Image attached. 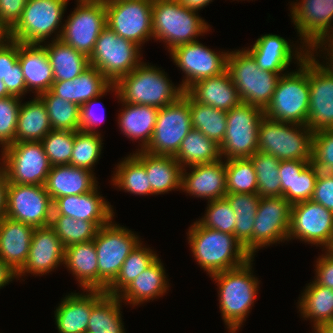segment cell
I'll return each instance as SVG.
<instances>
[{
	"label": "cell",
	"mask_w": 333,
	"mask_h": 333,
	"mask_svg": "<svg viewBox=\"0 0 333 333\" xmlns=\"http://www.w3.org/2000/svg\"><path fill=\"white\" fill-rule=\"evenodd\" d=\"M253 261L251 257L239 267L210 276L219 288V308L229 333L240 330L256 301L260 280L253 275Z\"/></svg>",
	"instance_id": "cell-1"
},
{
	"label": "cell",
	"mask_w": 333,
	"mask_h": 333,
	"mask_svg": "<svg viewBox=\"0 0 333 333\" xmlns=\"http://www.w3.org/2000/svg\"><path fill=\"white\" fill-rule=\"evenodd\" d=\"M2 81L7 91L13 96L23 98L22 96L28 93L19 61L14 64Z\"/></svg>",
	"instance_id": "cell-60"
},
{
	"label": "cell",
	"mask_w": 333,
	"mask_h": 333,
	"mask_svg": "<svg viewBox=\"0 0 333 333\" xmlns=\"http://www.w3.org/2000/svg\"><path fill=\"white\" fill-rule=\"evenodd\" d=\"M331 256H333V241L330 245V247L326 250Z\"/></svg>",
	"instance_id": "cell-68"
},
{
	"label": "cell",
	"mask_w": 333,
	"mask_h": 333,
	"mask_svg": "<svg viewBox=\"0 0 333 333\" xmlns=\"http://www.w3.org/2000/svg\"><path fill=\"white\" fill-rule=\"evenodd\" d=\"M132 155L145 167L151 190L155 195L181 190L182 166L174 156L153 155L140 150Z\"/></svg>",
	"instance_id": "cell-33"
},
{
	"label": "cell",
	"mask_w": 333,
	"mask_h": 333,
	"mask_svg": "<svg viewBox=\"0 0 333 333\" xmlns=\"http://www.w3.org/2000/svg\"><path fill=\"white\" fill-rule=\"evenodd\" d=\"M121 102L123 109L118 114V124L121 132L130 140H139L140 150L150 143L159 108L149 105H139Z\"/></svg>",
	"instance_id": "cell-35"
},
{
	"label": "cell",
	"mask_w": 333,
	"mask_h": 333,
	"mask_svg": "<svg viewBox=\"0 0 333 333\" xmlns=\"http://www.w3.org/2000/svg\"><path fill=\"white\" fill-rule=\"evenodd\" d=\"M319 172L311 161H281L279 164L281 196L291 205L311 200Z\"/></svg>",
	"instance_id": "cell-27"
},
{
	"label": "cell",
	"mask_w": 333,
	"mask_h": 333,
	"mask_svg": "<svg viewBox=\"0 0 333 333\" xmlns=\"http://www.w3.org/2000/svg\"><path fill=\"white\" fill-rule=\"evenodd\" d=\"M75 131L52 130L41 141L52 166L70 164Z\"/></svg>",
	"instance_id": "cell-51"
},
{
	"label": "cell",
	"mask_w": 333,
	"mask_h": 333,
	"mask_svg": "<svg viewBox=\"0 0 333 333\" xmlns=\"http://www.w3.org/2000/svg\"><path fill=\"white\" fill-rule=\"evenodd\" d=\"M140 242L125 259L115 280L107 287L106 293L117 296L141 272L150 266L159 256Z\"/></svg>",
	"instance_id": "cell-46"
},
{
	"label": "cell",
	"mask_w": 333,
	"mask_h": 333,
	"mask_svg": "<svg viewBox=\"0 0 333 333\" xmlns=\"http://www.w3.org/2000/svg\"><path fill=\"white\" fill-rule=\"evenodd\" d=\"M177 1L186 8L196 12L202 8H205L207 5H209L210 2H213V0H177Z\"/></svg>",
	"instance_id": "cell-64"
},
{
	"label": "cell",
	"mask_w": 333,
	"mask_h": 333,
	"mask_svg": "<svg viewBox=\"0 0 333 333\" xmlns=\"http://www.w3.org/2000/svg\"><path fill=\"white\" fill-rule=\"evenodd\" d=\"M110 91L111 92L115 91V93H118L115 84H112L102 95L92 98L91 100L87 101L80 107V130L85 132L98 133L96 127L104 121L105 110L103 108L104 106H102V108L100 107L102 109L100 113L96 114L95 113L96 110L94 109V107L95 105L98 106L99 104L100 106L103 105L101 102L97 101H99V98H101V96L102 97L105 96V94H107V92Z\"/></svg>",
	"instance_id": "cell-55"
},
{
	"label": "cell",
	"mask_w": 333,
	"mask_h": 333,
	"mask_svg": "<svg viewBox=\"0 0 333 333\" xmlns=\"http://www.w3.org/2000/svg\"><path fill=\"white\" fill-rule=\"evenodd\" d=\"M139 49L142 48L106 26L95 42L89 62L115 84L122 76L129 74L143 62Z\"/></svg>",
	"instance_id": "cell-10"
},
{
	"label": "cell",
	"mask_w": 333,
	"mask_h": 333,
	"mask_svg": "<svg viewBox=\"0 0 333 333\" xmlns=\"http://www.w3.org/2000/svg\"><path fill=\"white\" fill-rule=\"evenodd\" d=\"M206 209V214L197 220L202 226L234 235L237 219L225 198L208 201Z\"/></svg>",
	"instance_id": "cell-52"
},
{
	"label": "cell",
	"mask_w": 333,
	"mask_h": 333,
	"mask_svg": "<svg viewBox=\"0 0 333 333\" xmlns=\"http://www.w3.org/2000/svg\"><path fill=\"white\" fill-rule=\"evenodd\" d=\"M8 180L4 168L0 165V221L6 216Z\"/></svg>",
	"instance_id": "cell-62"
},
{
	"label": "cell",
	"mask_w": 333,
	"mask_h": 333,
	"mask_svg": "<svg viewBox=\"0 0 333 333\" xmlns=\"http://www.w3.org/2000/svg\"><path fill=\"white\" fill-rule=\"evenodd\" d=\"M187 239L194 259L209 276L244 264L252 256L234 235L202 226L190 225Z\"/></svg>",
	"instance_id": "cell-2"
},
{
	"label": "cell",
	"mask_w": 333,
	"mask_h": 333,
	"mask_svg": "<svg viewBox=\"0 0 333 333\" xmlns=\"http://www.w3.org/2000/svg\"><path fill=\"white\" fill-rule=\"evenodd\" d=\"M328 47V48H327ZM319 49V50H318ZM322 49V50H320ZM319 52H323V54L325 55L327 53L326 56V62L323 61L321 63H323V65L329 69L332 73H333V35L328 36L327 38L323 39L321 42H319L312 50L311 52L313 54H315V56H319L317 53ZM326 63V64H324Z\"/></svg>",
	"instance_id": "cell-61"
},
{
	"label": "cell",
	"mask_w": 333,
	"mask_h": 333,
	"mask_svg": "<svg viewBox=\"0 0 333 333\" xmlns=\"http://www.w3.org/2000/svg\"><path fill=\"white\" fill-rule=\"evenodd\" d=\"M69 293L54 311L59 333H85L92 306L106 293L102 290H83ZM86 292V293H85Z\"/></svg>",
	"instance_id": "cell-26"
},
{
	"label": "cell",
	"mask_w": 333,
	"mask_h": 333,
	"mask_svg": "<svg viewBox=\"0 0 333 333\" xmlns=\"http://www.w3.org/2000/svg\"><path fill=\"white\" fill-rule=\"evenodd\" d=\"M22 99L10 95L0 98V147L1 150L11 145L15 141L19 108Z\"/></svg>",
	"instance_id": "cell-53"
},
{
	"label": "cell",
	"mask_w": 333,
	"mask_h": 333,
	"mask_svg": "<svg viewBox=\"0 0 333 333\" xmlns=\"http://www.w3.org/2000/svg\"><path fill=\"white\" fill-rule=\"evenodd\" d=\"M16 278L14 273L1 259H0V289L12 282Z\"/></svg>",
	"instance_id": "cell-63"
},
{
	"label": "cell",
	"mask_w": 333,
	"mask_h": 333,
	"mask_svg": "<svg viewBox=\"0 0 333 333\" xmlns=\"http://www.w3.org/2000/svg\"><path fill=\"white\" fill-rule=\"evenodd\" d=\"M19 42L9 38L0 44V79L6 78L9 70L18 61Z\"/></svg>",
	"instance_id": "cell-58"
},
{
	"label": "cell",
	"mask_w": 333,
	"mask_h": 333,
	"mask_svg": "<svg viewBox=\"0 0 333 333\" xmlns=\"http://www.w3.org/2000/svg\"><path fill=\"white\" fill-rule=\"evenodd\" d=\"M52 130L46 106L39 96L21 103L14 142H41Z\"/></svg>",
	"instance_id": "cell-37"
},
{
	"label": "cell",
	"mask_w": 333,
	"mask_h": 333,
	"mask_svg": "<svg viewBox=\"0 0 333 333\" xmlns=\"http://www.w3.org/2000/svg\"><path fill=\"white\" fill-rule=\"evenodd\" d=\"M297 67V71L281 75L272 100L264 110L266 117L280 122L306 125L310 99L308 55Z\"/></svg>",
	"instance_id": "cell-6"
},
{
	"label": "cell",
	"mask_w": 333,
	"mask_h": 333,
	"mask_svg": "<svg viewBox=\"0 0 333 333\" xmlns=\"http://www.w3.org/2000/svg\"><path fill=\"white\" fill-rule=\"evenodd\" d=\"M27 0H0V27L8 33L20 20Z\"/></svg>",
	"instance_id": "cell-56"
},
{
	"label": "cell",
	"mask_w": 333,
	"mask_h": 333,
	"mask_svg": "<svg viewBox=\"0 0 333 333\" xmlns=\"http://www.w3.org/2000/svg\"><path fill=\"white\" fill-rule=\"evenodd\" d=\"M165 267L158 257L150 266L130 282L117 297L130 305H141L155 298L164 296L169 290Z\"/></svg>",
	"instance_id": "cell-31"
},
{
	"label": "cell",
	"mask_w": 333,
	"mask_h": 333,
	"mask_svg": "<svg viewBox=\"0 0 333 333\" xmlns=\"http://www.w3.org/2000/svg\"><path fill=\"white\" fill-rule=\"evenodd\" d=\"M8 183L45 185L52 165L41 142H14L1 151Z\"/></svg>",
	"instance_id": "cell-12"
},
{
	"label": "cell",
	"mask_w": 333,
	"mask_h": 333,
	"mask_svg": "<svg viewBox=\"0 0 333 333\" xmlns=\"http://www.w3.org/2000/svg\"><path fill=\"white\" fill-rule=\"evenodd\" d=\"M64 254L65 247L50 226L35 228L27 260L16 273V279L26 273L47 275L64 263Z\"/></svg>",
	"instance_id": "cell-23"
},
{
	"label": "cell",
	"mask_w": 333,
	"mask_h": 333,
	"mask_svg": "<svg viewBox=\"0 0 333 333\" xmlns=\"http://www.w3.org/2000/svg\"><path fill=\"white\" fill-rule=\"evenodd\" d=\"M227 193L258 194L257 175L249 158L225 160Z\"/></svg>",
	"instance_id": "cell-49"
},
{
	"label": "cell",
	"mask_w": 333,
	"mask_h": 333,
	"mask_svg": "<svg viewBox=\"0 0 333 333\" xmlns=\"http://www.w3.org/2000/svg\"><path fill=\"white\" fill-rule=\"evenodd\" d=\"M291 208L283 196L260 197L252 235V257L258 249L288 241Z\"/></svg>",
	"instance_id": "cell-19"
},
{
	"label": "cell",
	"mask_w": 333,
	"mask_h": 333,
	"mask_svg": "<svg viewBox=\"0 0 333 333\" xmlns=\"http://www.w3.org/2000/svg\"><path fill=\"white\" fill-rule=\"evenodd\" d=\"M42 44L48 53V59L53 69L54 82L69 81L79 76L90 66L89 57L76 51L72 46L60 39L50 40Z\"/></svg>",
	"instance_id": "cell-38"
},
{
	"label": "cell",
	"mask_w": 333,
	"mask_h": 333,
	"mask_svg": "<svg viewBox=\"0 0 333 333\" xmlns=\"http://www.w3.org/2000/svg\"><path fill=\"white\" fill-rule=\"evenodd\" d=\"M53 202L44 185L8 183L6 217L33 226H50Z\"/></svg>",
	"instance_id": "cell-16"
},
{
	"label": "cell",
	"mask_w": 333,
	"mask_h": 333,
	"mask_svg": "<svg viewBox=\"0 0 333 333\" xmlns=\"http://www.w3.org/2000/svg\"><path fill=\"white\" fill-rule=\"evenodd\" d=\"M43 100L54 130H80V106L55 95L51 90L39 95Z\"/></svg>",
	"instance_id": "cell-47"
},
{
	"label": "cell",
	"mask_w": 333,
	"mask_h": 333,
	"mask_svg": "<svg viewBox=\"0 0 333 333\" xmlns=\"http://www.w3.org/2000/svg\"><path fill=\"white\" fill-rule=\"evenodd\" d=\"M290 6L300 43L309 50L333 35V0H301Z\"/></svg>",
	"instance_id": "cell-21"
},
{
	"label": "cell",
	"mask_w": 333,
	"mask_h": 333,
	"mask_svg": "<svg viewBox=\"0 0 333 333\" xmlns=\"http://www.w3.org/2000/svg\"><path fill=\"white\" fill-rule=\"evenodd\" d=\"M297 304L301 316L313 322L314 330L321 324L333 320V290L329 287L316 284L314 281L308 283Z\"/></svg>",
	"instance_id": "cell-39"
},
{
	"label": "cell",
	"mask_w": 333,
	"mask_h": 333,
	"mask_svg": "<svg viewBox=\"0 0 333 333\" xmlns=\"http://www.w3.org/2000/svg\"><path fill=\"white\" fill-rule=\"evenodd\" d=\"M224 198L229 202L237 219L234 236L252 256V235L260 196L250 193H227Z\"/></svg>",
	"instance_id": "cell-40"
},
{
	"label": "cell",
	"mask_w": 333,
	"mask_h": 333,
	"mask_svg": "<svg viewBox=\"0 0 333 333\" xmlns=\"http://www.w3.org/2000/svg\"><path fill=\"white\" fill-rule=\"evenodd\" d=\"M311 200L333 212V173L319 172Z\"/></svg>",
	"instance_id": "cell-57"
},
{
	"label": "cell",
	"mask_w": 333,
	"mask_h": 333,
	"mask_svg": "<svg viewBox=\"0 0 333 333\" xmlns=\"http://www.w3.org/2000/svg\"><path fill=\"white\" fill-rule=\"evenodd\" d=\"M227 70L241 102L263 110L270 104L278 80L283 74L258 67L253 56L245 48L228 51Z\"/></svg>",
	"instance_id": "cell-5"
},
{
	"label": "cell",
	"mask_w": 333,
	"mask_h": 333,
	"mask_svg": "<svg viewBox=\"0 0 333 333\" xmlns=\"http://www.w3.org/2000/svg\"><path fill=\"white\" fill-rule=\"evenodd\" d=\"M209 26L198 12L186 8L177 0L152 2L153 39L166 43L168 52L178 46L198 41L197 37L210 31Z\"/></svg>",
	"instance_id": "cell-4"
},
{
	"label": "cell",
	"mask_w": 333,
	"mask_h": 333,
	"mask_svg": "<svg viewBox=\"0 0 333 333\" xmlns=\"http://www.w3.org/2000/svg\"><path fill=\"white\" fill-rule=\"evenodd\" d=\"M182 168L196 164L212 163L221 159L220 145L207 138L201 131L192 129L181 141L174 156Z\"/></svg>",
	"instance_id": "cell-41"
},
{
	"label": "cell",
	"mask_w": 333,
	"mask_h": 333,
	"mask_svg": "<svg viewBox=\"0 0 333 333\" xmlns=\"http://www.w3.org/2000/svg\"><path fill=\"white\" fill-rule=\"evenodd\" d=\"M7 39V33L0 27V44Z\"/></svg>",
	"instance_id": "cell-67"
},
{
	"label": "cell",
	"mask_w": 333,
	"mask_h": 333,
	"mask_svg": "<svg viewBox=\"0 0 333 333\" xmlns=\"http://www.w3.org/2000/svg\"><path fill=\"white\" fill-rule=\"evenodd\" d=\"M185 92L198 103L226 112L241 103L227 69L217 76L208 77L192 84Z\"/></svg>",
	"instance_id": "cell-30"
},
{
	"label": "cell",
	"mask_w": 333,
	"mask_h": 333,
	"mask_svg": "<svg viewBox=\"0 0 333 333\" xmlns=\"http://www.w3.org/2000/svg\"><path fill=\"white\" fill-rule=\"evenodd\" d=\"M189 95L159 109L152 139L145 152L153 155L175 156L181 141L192 130Z\"/></svg>",
	"instance_id": "cell-13"
},
{
	"label": "cell",
	"mask_w": 333,
	"mask_h": 333,
	"mask_svg": "<svg viewBox=\"0 0 333 333\" xmlns=\"http://www.w3.org/2000/svg\"><path fill=\"white\" fill-rule=\"evenodd\" d=\"M68 2V0H27L20 20L7 33V38L20 43L43 44L54 33L56 36L54 35L52 40H58L62 33V18Z\"/></svg>",
	"instance_id": "cell-7"
},
{
	"label": "cell",
	"mask_w": 333,
	"mask_h": 333,
	"mask_svg": "<svg viewBox=\"0 0 333 333\" xmlns=\"http://www.w3.org/2000/svg\"><path fill=\"white\" fill-rule=\"evenodd\" d=\"M102 141L100 132L75 131L70 165L93 172V167H95L101 157V151L103 150Z\"/></svg>",
	"instance_id": "cell-50"
},
{
	"label": "cell",
	"mask_w": 333,
	"mask_h": 333,
	"mask_svg": "<svg viewBox=\"0 0 333 333\" xmlns=\"http://www.w3.org/2000/svg\"><path fill=\"white\" fill-rule=\"evenodd\" d=\"M284 37L276 34H265L259 37L252 47L246 50L253 56L258 67L274 73H287V69L296 59L298 65L311 52L305 45L294 47ZM302 47V48H301ZM295 50H294V49Z\"/></svg>",
	"instance_id": "cell-22"
},
{
	"label": "cell",
	"mask_w": 333,
	"mask_h": 333,
	"mask_svg": "<svg viewBox=\"0 0 333 333\" xmlns=\"http://www.w3.org/2000/svg\"><path fill=\"white\" fill-rule=\"evenodd\" d=\"M311 163L321 172L333 173V129L313 132Z\"/></svg>",
	"instance_id": "cell-54"
},
{
	"label": "cell",
	"mask_w": 333,
	"mask_h": 333,
	"mask_svg": "<svg viewBox=\"0 0 333 333\" xmlns=\"http://www.w3.org/2000/svg\"><path fill=\"white\" fill-rule=\"evenodd\" d=\"M63 23L60 40L90 56L101 31L107 26L105 2H77Z\"/></svg>",
	"instance_id": "cell-15"
},
{
	"label": "cell",
	"mask_w": 333,
	"mask_h": 333,
	"mask_svg": "<svg viewBox=\"0 0 333 333\" xmlns=\"http://www.w3.org/2000/svg\"><path fill=\"white\" fill-rule=\"evenodd\" d=\"M153 0H106L107 26L119 36L140 48L152 32Z\"/></svg>",
	"instance_id": "cell-14"
},
{
	"label": "cell",
	"mask_w": 333,
	"mask_h": 333,
	"mask_svg": "<svg viewBox=\"0 0 333 333\" xmlns=\"http://www.w3.org/2000/svg\"><path fill=\"white\" fill-rule=\"evenodd\" d=\"M192 128L221 145L227 126V112L194 101L189 96Z\"/></svg>",
	"instance_id": "cell-44"
},
{
	"label": "cell",
	"mask_w": 333,
	"mask_h": 333,
	"mask_svg": "<svg viewBox=\"0 0 333 333\" xmlns=\"http://www.w3.org/2000/svg\"><path fill=\"white\" fill-rule=\"evenodd\" d=\"M112 219L101 226L93 239L99 273V290L106 291L115 280L127 256L141 242L132 230L121 226Z\"/></svg>",
	"instance_id": "cell-9"
},
{
	"label": "cell",
	"mask_w": 333,
	"mask_h": 333,
	"mask_svg": "<svg viewBox=\"0 0 333 333\" xmlns=\"http://www.w3.org/2000/svg\"><path fill=\"white\" fill-rule=\"evenodd\" d=\"M98 191L97 185L85 194L57 198L53 202L52 215H64L90 222H110L115 215L113 206Z\"/></svg>",
	"instance_id": "cell-25"
},
{
	"label": "cell",
	"mask_w": 333,
	"mask_h": 333,
	"mask_svg": "<svg viewBox=\"0 0 333 333\" xmlns=\"http://www.w3.org/2000/svg\"><path fill=\"white\" fill-rule=\"evenodd\" d=\"M315 333H333V320L324 324H321L318 326L315 330H312V332Z\"/></svg>",
	"instance_id": "cell-65"
},
{
	"label": "cell",
	"mask_w": 333,
	"mask_h": 333,
	"mask_svg": "<svg viewBox=\"0 0 333 333\" xmlns=\"http://www.w3.org/2000/svg\"><path fill=\"white\" fill-rule=\"evenodd\" d=\"M122 301L114 295L105 293L91 309L87 332L126 333L122 320Z\"/></svg>",
	"instance_id": "cell-42"
},
{
	"label": "cell",
	"mask_w": 333,
	"mask_h": 333,
	"mask_svg": "<svg viewBox=\"0 0 333 333\" xmlns=\"http://www.w3.org/2000/svg\"><path fill=\"white\" fill-rule=\"evenodd\" d=\"M182 169L181 191L190 196L210 200L222 199L227 194L226 166L223 158Z\"/></svg>",
	"instance_id": "cell-24"
},
{
	"label": "cell",
	"mask_w": 333,
	"mask_h": 333,
	"mask_svg": "<svg viewBox=\"0 0 333 333\" xmlns=\"http://www.w3.org/2000/svg\"><path fill=\"white\" fill-rule=\"evenodd\" d=\"M108 223L76 220L64 215H52L50 227L66 248L72 244L93 240L98 229Z\"/></svg>",
	"instance_id": "cell-45"
},
{
	"label": "cell",
	"mask_w": 333,
	"mask_h": 333,
	"mask_svg": "<svg viewBox=\"0 0 333 333\" xmlns=\"http://www.w3.org/2000/svg\"><path fill=\"white\" fill-rule=\"evenodd\" d=\"M257 175L258 194L260 197L281 196V180L279 179L280 160L275 156L255 152L249 157Z\"/></svg>",
	"instance_id": "cell-48"
},
{
	"label": "cell",
	"mask_w": 333,
	"mask_h": 333,
	"mask_svg": "<svg viewBox=\"0 0 333 333\" xmlns=\"http://www.w3.org/2000/svg\"><path fill=\"white\" fill-rule=\"evenodd\" d=\"M97 182L94 172L67 164L52 166L44 186L54 202L61 196L88 193Z\"/></svg>",
	"instance_id": "cell-32"
},
{
	"label": "cell",
	"mask_w": 333,
	"mask_h": 333,
	"mask_svg": "<svg viewBox=\"0 0 333 333\" xmlns=\"http://www.w3.org/2000/svg\"><path fill=\"white\" fill-rule=\"evenodd\" d=\"M64 267L77 279L83 290H99L98 260L94 241L65 248Z\"/></svg>",
	"instance_id": "cell-36"
},
{
	"label": "cell",
	"mask_w": 333,
	"mask_h": 333,
	"mask_svg": "<svg viewBox=\"0 0 333 333\" xmlns=\"http://www.w3.org/2000/svg\"><path fill=\"white\" fill-rule=\"evenodd\" d=\"M313 132L307 125L280 122L263 117L258 133V151L280 161H311Z\"/></svg>",
	"instance_id": "cell-8"
},
{
	"label": "cell",
	"mask_w": 333,
	"mask_h": 333,
	"mask_svg": "<svg viewBox=\"0 0 333 333\" xmlns=\"http://www.w3.org/2000/svg\"><path fill=\"white\" fill-rule=\"evenodd\" d=\"M161 69L143 61L115 83L118 90L116 98L124 103L149 105L159 109L176 102L184 90L180 85L175 86Z\"/></svg>",
	"instance_id": "cell-3"
},
{
	"label": "cell",
	"mask_w": 333,
	"mask_h": 333,
	"mask_svg": "<svg viewBox=\"0 0 333 333\" xmlns=\"http://www.w3.org/2000/svg\"><path fill=\"white\" fill-rule=\"evenodd\" d=\"M173 63L185 74L180 86L184 92L194 83L221 74L227 69V52H215L199 41L170 51Z\"/></svg>",
	"instance_id": "cell-18"
},
{
	"label": "cell",
	"mask_w": 333,
	"mask_h": 333,
	"mask_svg": "<svg viewBox=\"0 0 333 333\" xmlns=\"http://www.w3.org/2000/svg\"><path fill=\"white\" fill-rule=\"evenodd\" d=\"M291 239L327 250L333 241V212L312 200L293 204L288 241Z\"/></svg>",
	"instance_id": "cell-17"
},
{
	"label": "cell",
	"mask_w": 333,
	"mask_h": 333,
	"mask_svg": "<svg viewBox=\"0 0 333 333\" xmlns=\"http://www.w3.org/2000/svg\"><path fill=\"white\" fill-rule=\"evenodd\" d=\"M264 110L241 102L227 111V126L220 145L224 160L249 158L258 151V133Z\"/></svg>",
	"instance_id": "cell-11"
},
{
	"label": "cell",
	"mask_w": 333,
	"mask_h": 333,
	"mask_svg": "<svg viewBox=\"0 0 333 333\" xmlns=\"http://www.w3.org/2000/svg\"><path fill=\"white\" fill-rule=\"evenodd\" d=\"M309 110L306 125L312 132L333 129V73L308 54Z\"/></svg>",
	"instance_id": "cell-20"
},
{
	"label": "cell",
	"mask_w": 333,
	"mask_h": 333,
	"mask_svg": "<svg viewBox=\"0 0 333 333\" xmlns=\"http://www.w3.org/2000/svg\"><path fill=\"white\" fill-rule=\"evenodd\" d=\"M111 179L112 185L124 192L140 196L155 195L151 190L145 167L131 153L117 164Z\"/></svg>",
	"instance_id": "cell-43"
},
{
	"label": "cell",
	"mask_w": 333,
	"mask_h": 333,
	"mask_svg": "<svg viewBox=\"0 0 333 333\" xmlns=\"http://www.w3.org/2000/svg\"><path fill=\"white\" fill-rule=\"evenodd\" d=\"M11 94L7 91V88L3 81L0 79V98H5L10 96Z\"/></svg>",
	"instance_id": "cell-66"
},
{
	"label": "cell",
	"mask_w": 333,
	"mask_h": 333,
	"mask_svg": "<svg viewBox=\"0 0 333 333\" xmlns=\"http://www.w3.org/2000/svg\"><path fill=\"white\" fill-rule=\"evenodd\" d=\"M315 264L316 278L313 281L333 290V256L325 250V253L319 256Z\"/></svg>",
	"instance_id": "cell-59"
},
{
	"label": "cell",
	"mask_w": 333,
	"mask_h": 333,
	"mask_svg": "<svg viewBox=\"0 0 333 333\" xmlns=\"http://www.w3.org/2000/svg\"><path fill=\"white\" fill-rule=\"evenodd\" d=\"M34 227L4 217L0 221V259L17 273L25 264L32 241Z\"/></svg>",
	"instance_id": "cell-28"
},
{
	"label": "cell",
	"mask_w": 333,
	"mask_h": 333,
	"mask_svg": "<svg viewBox=\"0 0 333 333\" xmlns=\"http://www.w3.org/2000/svg\"><path fill=\"white\" fill-rule=\"evenodd\" d=\"M18 61L23 72L27 91L39 96L51 89L54 82L53 69L43 45L19 42Z\"/></svg>",
	"instance_id": "cell-29"
},
{
	"label": "cell",
	"mask_w": 333,
	"mask_h": 333,
	"mask_svg": "<svg viewBox=\"0 0 333 333\" xmlns=\"http://www.w3.org/2000/svg\"><path fill=\"white\" fill-rule=\"evenodd\" d=\"M112 83L94 66H89L79 76L69 81L53 82L51 91L60 98L82 106L102 95Z\"/></svg>",
	"instance_id": "cell-34"
}]
</instances>
